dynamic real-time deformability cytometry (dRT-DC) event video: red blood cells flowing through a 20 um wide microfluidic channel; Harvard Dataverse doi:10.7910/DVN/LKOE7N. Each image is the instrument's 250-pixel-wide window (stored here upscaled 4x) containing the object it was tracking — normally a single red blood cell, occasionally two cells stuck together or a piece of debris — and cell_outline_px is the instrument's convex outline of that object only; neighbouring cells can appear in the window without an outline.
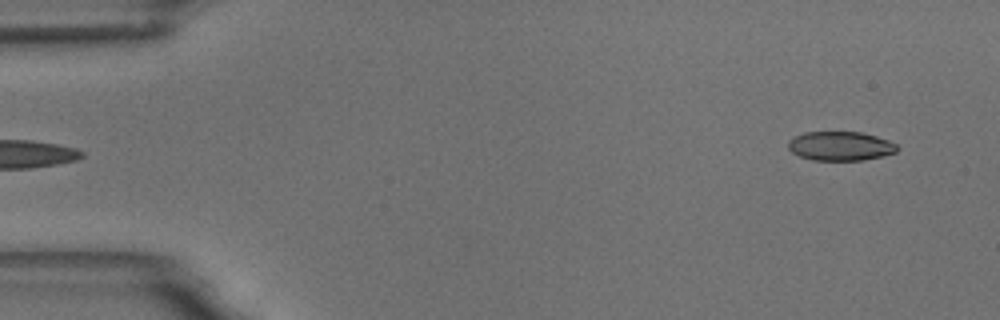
{"species": "common noctule bat (a hibernating species)", "species_latin": "Nyctalus noctula", "temperature_condition": "room temperature", "stored_images_in_passage": 6, "segment_of_instrument_passage": [2, 2], "camera_frame_rate_fps": 3000, "um_per_image_px": 0.085, "animal": {"sex": "male", "body_mass_g": 18.8}, "frame": {"image": 1, "passage_image": 6, "time_ms": 5.667, "image_size_px": [1000, 320], "cell_outline_px": [[900, 148], [896, 152], [864, 160], [812, 160], [800, 156], [792, 152], [788, 148], [788, 140], [804, 132], [860, 132], [876, 136], [888, 140], [896, 144]], "centroid_in_image_um": [71.43, 12.41], "position_along_channel_um": 13.6, "area_um2": 18.44}}